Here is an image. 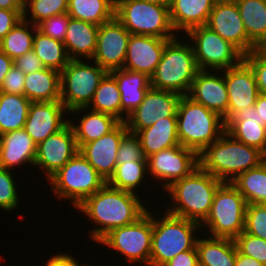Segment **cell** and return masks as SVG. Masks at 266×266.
I'll return each mask as SVG.
<instances>
[{
  "label": "cell",
  "instance_id": "cell-1",
  "mask_svg": "<svg viewBox=\"0 0 266 266\" xmlns=\"http://www.w3.org/2000/svg\"><path fill=\"white\" fill-rule=\"evenodd\" d=\"M139 196L112 188L106 183L75 209L98 225V228L95 227L89 232L90 238L98 242L110 230L135 222L149 209L143 205L145 202Z\"/></svg>",
  "mask_w": 266,
  "mask_h": 266
},
{
  "label": "cell",
  "instance_id": "cell-2",
  "mask_svg": "<svg viewBox=\"0 0 266 266\" xmlns=\"http://www.w3.org/2000/svg\"><path fill=\"white\" fill-rule=\"evenodd\" d=\"M223 183L199 166L165 189L172 200L165 211L202 224L210 214L216 191Z\"/></svg>",
  "mask_w": 266,
  "mask_h": 266
},
{
  "label": "cell",
  "instance_id": "cell-3",
  "mask_svg": "<svg viewBox=\"0 0 266 266\" xmlns=\"http://www.w3.org/2000/svg\"><path fill=\"white\" fill-rule=\"evenodd\" d=\"M265 160L258 148L237 141L226 131L199 154V166L223 182H231Z\"/></svg>",
  "mask_w": 266,
  "mask_h": 266
},
{
  "label": "cell",
  "instance_id": "cell-4",
  "mask_svg": "<svg viewBox=\"0 0 266 266\" xmlns=\"http://www.w3.org/2000/svg\"><path fill=\"white\" fill-rule=\"evenodd\" d=\"M177 134L180 145L200 154L225 132L223 118L215 111L181 97L177 108Z\"/></svg>",
  "mask_w": 266,
  "mask_h": 266
},
{
  "label": "cell",
  "instance_id": "cell-5",
  "mask_svg": "<svg viewBox=\"0 0 266 266\" xmlns=\"http://www.w3.org/2000/svg\"><path fill=\"white\" fill-rule=\"evenodd\" d=\"M179 40H178V39ZM170 39L163 51L161 60L150 77L151 87L188 95L192 82L199 71L193 47L184 44V39Z\"/></svg>",
  "mask_w": 266,
  "mask_h": 266
},
{
  "label": "cell",
  "instance_id": "cell-6",
  "mask_svg": "<svg viewBox=\"0 0 266 266\" xmlns=\"http://www.w3.org/2000/svg\"><path fill=\"white\" fill-rule=\"evenodd\" d=\"M163 212L161 219L159 214L153 216L150 266H163L177 254L193 249L198 239L195 234L201 229L195 221Z\"/></svg>",
  "mask_w": 266,
  "mask_h": 266
},
{
  "label": "cell",
  "instance_id": "cell-7",
  "mask_svg": "<svg viewBox=\"0 0 266 266\" xmlns=\"http://www.w3.org/2000/svg\"><path fill=\"white\" fill-rule=\"evenodd\" d=\"M115 17L132 35L173 39L169 7L142 0H115Z\"/></svg>",
  "mask_w": 266,
  "mask_h": 266
},
{
  "label": "cell",
  "instance_id": "cell-8",
  "mask_svg": "<svg viewBox=\"0 0 266 266\" xmlns=\"http://www.w3.org/2000/svg\"><path fill=\"white\" fill-rule=\"evenodd\" d=\"M48 180L58 199L74 208L107 183L79 151Z\"/></svg>",
  "mask_w": 266,
  "mask_h": 266
},
{
  "label": "cell",
  "instance_id": "cell-9",
  "mask_svg": "<svg viewBox=\"0 0 266 266\" xmlns=\"http://www.w3.org/2000/svg\"><path fill=\"white\" fill-rule=\"evenodd\" d=\"M246 208L243 195L231 182H224L215 193L210 214L201 229L207 226L210 237L234 240L245 229Z\"/></svg>",
  "mask_w": 266,
  "mask_h": 266
},
{
  "label": "cell",
  "instance_id": "cell-10",
  "mask_svg": "<svg viewBox=\"0 0 266 266\" xmlns=\"http://www.w3.org/2000/svg\"><path fill=\"white\" fill-rule=\"evenodd\" d=\"M70 60L60 72V101L68 112L88 107L107 71L95 62ZM94 64V65H93Z\"/></svg>",
  "mask_w": 266,
  "mask_h": 266
},
{
  "label": "cell",
  "instance_id": "cell-11",
  "mask_svg": "<svg viewBox=\"0 0 266 266\" xmlns=\"http://www.w3.org/2000/svg\"><path fill=\"white\" fill-rule=\"evenodd\" d=\"M152 234L153 214L147 210L135 222L110 230L97 243L119 252L127 258L128 263L140 262L150 266Z\"/></svg>",
  "mask_w": 266,
  "mask_h": 266
},
{
  "label": "cell",
  "instance_id": "cell-12",
  "mask_svg": "<svg viewBox=\"0 0 266 266\" xmlns=\"http://www.w3.org/2000/svg\"><path fill=\"white\" fill-rule=\"evenodd\" d=\"M186 34L193 42L191 44L199 70L223 71L244 59V55L234 45L206 25L194 27Z\"/></svg>",
  "mask_w": 266,
  "mask_h": 266
},
{
  "label": "cell",
  "instance_id": "cell-13",
  "mask_svg": "<svg viewBox=\"0 0 266 266\" xmlns=\"http://www.w3.org/2000/svg\"><path fill=\"white\" fill-rule=\"evenodd\" d=\"M148 175L163 183V190L199 167V154L182 145L161 150L147 158Z\"/></svg>",
  "mask_w": 266,
  "mask_h": 266
},
{
  "label": "cell",
  "instance_id": "cell-14",
  "mask_svg": "<svg viewBox=\"0 0 266 266\" xmlns=\"http://www.w3.org/2000/svg\"><path fill=\"white\" fill-rule=\"evenodd\" d=\"M182 95L173 91L158 90L150 87L143 102L127 117L128 131H138L152 126L166 117H176Z\"/></svg>",
  "mask_w": 266,
  "mask_h": 266
},
{
  "label": "cell",
  "instance_id": "cell-15",
  "mask_svg": "<svg viewBox=\"0 0 266 266\" xmlns=\"http://www.w3.org/2000/svg\"><path fill=\"white\" fill-rule=\"evenodd\" d=\"M131 34L116 17L99 26L93 61L110 72L124 66Z\"/></svg>",
  "mask_w": 266,
  "mask_h": 266
},
{
  "label": "cell",
  "instance_id": "cell-16",
  "mask_svg": "<svg viewBox=\"0 0 266 266\" xmlns=\"http://www.w3.org/2000/svg\"><path fill=\"white\" fill-rule=\"evenodd\" d=\"M228 92V112L222 117L225 125L242 109L254 107L259 95L256 77L243 59L238 65L224 70Z\"/></svg>",
  "mask_w": 266,
  "mask_h": 266
},
{
  "label": "cell",
  "instance_id": "cell-17",
  "mask_svg": "<svg viewBox=\"0 0 266 266\" xmlns=\"http://www.w3.org/2000/svg\"><path fill=\"white\" fill-rule=\"evenodd\" d=\"M79 151L69 123L37 145L35 164L48 180ZM46 172V173H45Z\"/></svg>",
  "mask_w": 266,
  "mask_h": 266
},
{
  "label": "cell",
  "instance_id": "cell-18",
  "mask_svg": "<svg viewBox=\"0 0 266 266\" xmlns=\"http://www.w3.org/2000/svg\"><path fill=\"white\" fill-rule=\"evenodd\" d=\"M128 132L125 122H120L112 131L79 148L81 155L108 182L116 169L117 151L123 136Z\"/></svg>",
  "mask_w": 266,
  "mask_h": 266
},
{
  "label": "cell",
  "instance_id": "cell-19",
  "mask_svg": "<svg viewBox=\"0 0 266 266\" xmlns=\"http://www.w3.org/2000/svg\"><path fill=\"white\" fill-rule=\"evenodd\" d=\"M206 26L234 45L244 56L256 48L248 39L236 2L214 4Z\"/></svg>",
  "mask_w": 266,
  "mask_h": 266
},
{
  "label": "cell",
  "instance_id": "cell-20",
  "mask_svg": "<svg viewBox=\"0 0 266 266\" xmlns=\"http://www.w3.org/2000/svg\"><path fill=\"white\" fill-rule=\"evenodd\" d=\"M67 112L61 101L31 102L24 129L38 145L68 123Z\"/></svg>",
  "mask_w": 266,
  "mask_h": 266
},
{
  "label": "cell",
  "instance_id": "cell-21",
  "mask_svg": "<svg viewBox=\"0 0 266 266\" xmlns=\"http://www.w3.org/2000/svg\"><path fill=\"white\" fill-rule=\"evenodd\" d=\"M187 96L223 117L228 112L229 100L224 70H199Z\"/></svg>",
  "mask_w": 266,
  "mask_h": 266
},
{
  "label": "cell",
  "instance_id": "cell-22",
  "mask_svg": "<svg viewBox=\"0 0 266 266\" xmlns=\"http://www.w3.org/2000/svg\"><path fill=\"white\" fill-rule=\"evenodd\" d=\"M169 40L131 34L123 69L144 73L151 77L161 60L165 45Z\"/></svg>",
  "mask_w": 266,
  "mask_h": 266
},
{
  "label": "cell",
  "instance_id": "cell-23",
  "mask_svg": "<svg viewBox=\"0 0 266 266\" xmlns=\"http://www.w3.org/2000/svg\"><path fill=\"white\" fill-rule=\"evenodd\" d=\"M37 144L24 128L0 135V167L12 170L35 164Z\"/></svg>",
  "mask_w": 266,
  "mask_h": 266
},
{
  "label": "cell",
  "instance_id": "cell-24",
  "mask_svg": "<svg viewBox=\"0 0 266 266\" xmlns=\"http://www.w3.org/2000/svg\"><path fill=\"white\" fill-rule=\"evenodd\" d=\"M88 110V107H82L68 112L70 115H80V113H85L78 119L80 120L78 121L79 123H77V121L74 122L73 119L71 121V118L68 119V123L73 129L78 149L82 145L95 141L109 133L120 123L118 119L109 114L93 111L91 109L89 111Z\"/></svg>",
  "mask_w": 266,
  "mask_h": 266
},
{
  "label": "cell",
  "instance_id": "cell-25",
  "mask_svg": "<svg viewBox=\"0 0 266 266\" xmlns=\"http://www.w3.org/2000/svg\"><path fill=\"white\" fill-rule=\"evenodd\" d=\"M110 73L117 81L121 93V122H125L127 117L143 102L146 92L151 87L150 77L144 73L123 68L112 70Z\"/></svg>",
  "mask_w": 266,
  "mask_h": 266
},
{
  "label": "cell",
  "instance_id": "cell-26",
  "mask_svg": "<svg viewBox=\"0 0 266 266\" xmlns=\"http://www.w3.org/2000/svg\"><path fill=\"white\" fill-rule=\"evenodd\" d=\"M213 7L212 0H172L169 16L174 31L181 33L180 37L194 27L206 25Z\"/></svg>",
  "mask_w": 266,
  "mask_h": 266
},
{
  "label": "cell",
  "instance_id": "cell-27",
  "mask_svg": "<svg viewBox=\"0 0 266 266\" xmlns=\"http://www.w3.org/2000/svg\"><path fill=\"white\" fill-rule=\"evenodd\" d=\"M99 26L70 18L64 46L70 60H92L96 51Z\"/></svg>",
  "mask_w": 266,
  "mask_h": 266
},
{
  "label": "cell",
  "instance_id": "cell-28",
  "mask_svg": "<svg viewBox=\"0 0 266 266\" xmlns=\"http://www.w3.org/2000/svg\"><path fill=\"white\" fill-rule=\"evenodd\" d=\"M257 113L254 107L242 109L225 125V131L237 141L258 148L266 155V128L259 124Z\"/></svg>",
  "mask_w": 266,
  "mask_h": 266
},
{
  "label": "cell",
  "instance_id": "cell-29",
  "mask_svg": "<svg viewBox=\"0 0 266 266\" xmlns=\"http://www.w3.org/2000/svg\"><path fill=\"white\" fill-rule=\"evenodd\" d=\"M140 139L145 158L174 146L180 145L177 134V118L166 117L152 126L136 133Z\"/></svg>",
  "mask_w": 266,
  "mask_h": 266
},
{
  "label": "cell",
  "instance_id": "cell-30",
  "mask_svg": "<svg viewBox=\"0 0 266 266\" xmlns=\"http://www.w3.org/2000/svg\"><path fill=\"white\" fill-rule=\"evenodd\" d=\"M203 234L205 236L196 241L199 266H235L238 250L235 241Z\"/></svg>",
  "mask_w": 266,
  "mask_h": 266
},
{
  "label": "cell",
  "instance_id": "cell-31",
  "mask_svg": "<svg viewBox=\"0 0 266 266\" xmlns=\"http://www.w3.org/2000/svg\"><path fill=\"white\" fill-rule=\"evenodd\" d=\"M60 72L52 68L26 74L24 96L31 102L60 101Z\"/></svg>",
  "mask_w": 266,
  "mask_h": 266
},
{
  "label": "cell",
  "instance_id": "cell-32",
  "mask_svg": "<svg viewBox=\"0 0 266 266\" xmlns=\"http://www.w3.org/2000/svg\"><path fill=\"white\" fill-rule=\"evenodd\" d=\"M248 39L256 47L266 44V0H236Z\"/></svg>",
  "mask_w": 266,
  "mask_h": 266
},
{
  "label": "cell",
  "instance_id": "cell-33",
  "mask_svg": "<svg viewBox=\"0 0 266 266\" xmlns=\"http://www.w3.org/2000/svg\"><path fill=\"white\" fill-rule=\"evenodd\" d=\"M30 104L24 95L0 92V135L24 128Z\"/></svg>",
  "mask_w": 266,
  "mask_h": 266
},
{
  "label": "cell",
  "instance_id": "cell-34",
  "mask_svg": "<svg viewBox=\"0 0 266 266\" xmlns=\"http://www.w3.org/2000/svg\"><path fill=\"white\" fill-rule=\"evenodd\" d=\"M71 18L102 25L115 17V0H68Z\"/></svg>",
  "mask_w": 266,
  "mask_h": 266
},
{
  "label": "cell",
  "instance_id": "cell-35",
  "mask_svg": "<svg viewBox=\"0 0 266 266\" xmlns=\"http://www.w3.org/2000/svg\"><path fill=\"white\" fill-rule=\"evenodd\" d=\"M231 183L247 204L266 205V160L258 167L239 174Z\"/></svg>",
  "mask_w": 266,
  "mask_h": 266
},
{
  "label": "cell",
  "instance_id": "cell-36",
  "mask_svg": "<svg viewBox=\"0 0 266 266\" xmlns=\"http://www.w3.org/2000/svg\"><path fill=\"white\" fill-rule=\"evenodd\" d=\"M88 108L109 114L121 122V93L117 81L110 72L101 79Z\"/></svg>",
  "mask_w": 266,
  "mask_h": 266
},
{
  "label": "cell",
  "instance_id": "cell-37",
  "mask_svg": "<svg viewBox=\"0 0 266 266\" xmlns=\"http://www.w3.org/2000/svg\"><path fill=\"white\" fill-rule=\"evenodd\" d=\"M33 51L45 68H52L59 72L70 61L64 43L44 35L38 29H36L33 39Z\"/></svg>",
  "mask_w": 266,
  "mask_h": 266
},
{
  "label": "cell",
  "instance_id": "cell-38",
  "mask_svg": "<svg viewBox=\"0 0 266 266\" xmlns=\"http://www.w3.org/2000/svg\"><path fill=\"white\" fill-rule=\"evenodd\" d=\"M37 26L24 18L0 41V50L15 59L33 50V39Z\"/></svg>",
  "mask_w": 266,
  "mask_h": 266
},
{
  "label": "cell",
  "instance_id": "cell-39",
  "mask_svg": "<svg viewBox=\"0 0 266 266\" xmlns=\"http://www.w3.org/2000/svg\"><path fill=\"white\" fill-rule=\"evenodd\" d=\"M148 176L147 161H129L116 165L113 176L107 184L115 189L137 194ZM139 185V186H138Z\"/></svg>",
  "mask_w": 266,
  "mask_h": 266
},
{
  "label": "cell",
  "instance_id": "cell-40",
  "mask_svg": "<svg viewBox=\"0 0 266 266\" xmlns=\"http://www.w3.org/2000/svg\"><path fill=\"white\" fill-rule=\"evenodd\" d=\"M67 10L68 0H24L23 18L37 26L43 20L65 13Z\"/></svg>",
  "mask_w": 266,
  "mask_h": 266
},
{
  "label": "cell",
  "instance_id": "cell-41",
  "mask_svg": "<svg viewBox=\"0 0 266 266\" xmlns=\"http://www.w3.org/2000/svg\"><path fill=\"white\" fill-rule=\"evenodd\" d=\"M18 190L11 170L0 167V209L13 211L20 204Z\"/></svg>",
  "mask_w": 266,
  "mask_h": 266
},
{
  "label": "cell",
  "instance_id": "cell-42",
  "mask_svg": "<svg viewBox=\"0 0 266 266\" xmlns=\"http://www.w3.org/2000/svg\"><path fill=\"white\" fill-rule=\"evenodd\" d=\"M234 241L241 254L252 257L266 266V239L255 237L243 231Z\"/></svg>",
  "mask_w": 266,
  "mask_h": 266
},
{
  "label": "cell",
  "instance_id": "cell-43",
  "mask_svg": "<svg viewBox=\"0 0 266 266\" xmlns=\"http://www.w3.org/2000/svg\"><path fill=\"white\" fill-rule=\"evenodd\" d=\"M244 231L266 239V205L247 204Z\"/></svg>",
  "mask_w": 266,
  "mask_h": 266
},
{
  "label": "cell",
  "instance_id": "cell-44",
  "mask_svg": "<svg viewBox=\"0 0 266 266\" xmlns=\"http://www.w3.org/2000/svg\"><path fill=\"white\" fill-rule=\"evenodd\" d=\"M129 161H147L138 135L130 131L122 138L117 151L116 163L121 164Z\"/></svg>",
  "mask_w": 266,
  "mask_h": 266
},
{
  "label": "cell",
  "instance_id": "cell-45",
  "mask_svg": "<svg viewBox=\"0 0 266 266\" xmlns=\"http://www.w3.org/2000/svg\"><path fill=\"white\" fill-rule=\"evenodd\" d=\"M244 60L254 72L259 93L266 94V49L256 47L244 56Z\"/></svg>",
  "mask_w": 266,
  "mask_h": 266
},
{
  "label": "cell",
  "instance_id": "cell-46",
  "mask_svg": "<svg viewBox=\"0 0 266 266\" xmlns=\"http://www.w3.org/2000/svg\"><path fill=\"white\" fill-rule=\"evenodd\" d=\"M70 18L67 12L55 15L40 22L37 29L44 35L63 42Z\"/></svg>",
  "mask_w": 266,
  "mask_h": 266
},
{
  "label": "cell",
  "instance_id": "cell-47",
  "mask_svg": "<svg viewBox=\"0 0 266 266\" xmlns=\"http://www.w3.org/2000/svg\"><path fill=\"white\" fill-rule=\"evenodd\" d=\"M25 74L14 65L6 74L0 92L6 94L24 95Z\"/></svg>",
  "mask_w": 266,
  "mask_h": 266
},
{
  "label": "cell",
  "instance_id": "cell-48",
  "mask_svg": "<svg viewBox=\"0 0 266 266\" xmlns=\"http://www.w3.org/2000/svg\"><path fill=\"white\" fill-rule=\"evenodd\" d=\"M13 64L15 67L19 68L25 75L45 68V66L33 50L15 58L13 60Z\"/></svg>",
  "mask_w": 266,
  "mask_h": 266
},
{
  "label": "cell",
  "instance_id": "cell-49",
  "mask_svg": "<svg viewBox=\"0 0 266 266\" xmlns=\"http://www.w3.org/2000/svg\"><path fill=\"white\" fill-rule=\"evenodd\" d=\"M24 10L0 9V41L23 19Z\"/></svg>",
  "mask_w": 266,
  "mask_h": 266
},
{
  "label": "cell",
  "instance_id": "cell-50",
  "mask_svg": "<svg viewBox=\"0 0 266 266\" xmlns=\"http://www.w3.org/2000/svg\"><path fill=\"white\" fill-rule=\"evenodd\" d=\"M163 266H199L196 246L191 250L177 254Z\"/></svg>",
  "mask_w": 266,
  "mask_h": 266
},
{
  "label": "cell",
  "instance_id": "cell-51",
  "mask_svg": "<svg viewBox=\"0 0 266 266\" xmlns=\"http://www.w3.org/2000/svg\"><path fill=\"white\" fill-rule=\"evenodd\" d=\"M82 263H78L76 257L69 255L68 253H58L48 259L45 266H81Z\"/></svg>",
  "mask_w": 266,
  "mask_h": 266
},
{
  "label": "cell",
  "instance_id": "cell-52",
  "mask_svg": "<svg viewBox=\"0 0 266 266\" xmlns=\"http://www.w3.org/2000/svg\"><path fill=\"white\" fill-rule=\"evenodd\" d=\"M254 108L258 112L259 124L266 128V94L259 93Z\"/></svg>",
  "mask_w": 266,
  "mask_h": 266
},
{
  "label": "cell",
  "instance_id": "cell-53",
  "mask_svg": "<svg viewBox=\"0 0 266 266\" xmlns=\"http://www.w3.org/2000/svg\"><path fill=\"white\" fill-rule=\"evenodd\" d=\"M13 65V59L8 57L2 50H0V88L6 74L10 71Z\"/></svg>",
  "mask_w": 266,
  "mask_h": 266
},
{
  "label": "cell",
  "instance_id": "cell-54",
  "mask_svg": "<svg viewBox=\"0 0 266 266\" xmlns=\"http://www.w3.org/2000/svg\"><path fill=\"white\" fill-rule=\"evenodd\" d=\"M235 266H265L252 257L245 256L237 250Z\"/></svg>",
  "mask_w": 266,
  "mask_h": 266
},
{
  "label": "cell",
  "instance_id": "cell-55",
  "mask_svg": "<svg viewBox=\"0 0 266 266\" xmlns=\"http://www.w3.org/2000/svg\"><path fill=\"white\" fill-rule=\"evenodd\" d=\"M0 9L24 10V0H0Z\"/></svg>",
  "mask_w": 266,
  "mask_h": 266
},
{
  "label": "cell",
  "instance_id": "cell-56",
  "mask_svg": "<svg viewBox=\"0 0 266 266\" xmlns=\"http://www.w3.org/2000/svg\"><path fill=\"white\" fill-rule=\"evenodd\" d=\"M142 1L150 2V3H156V4H160V5L169 7L172 0H142Z\"/></svg>",
  "mask_w": 266,
  "mask_h": 266
},
{
  "label": "cell",
  "instance_id": "cell-57",
  "mask_svg": "<svg viewBox=\"0 0 266 266\" xmlns=\"http://www.w3.org/2000/svg\"><path fill=\"white\" fill-rule=\"evenodd\" d=\"M214 4H223V3H233L236 2V0H212Z\"/></svg>",
  "mask_w": 266,
  "mask_h": 266
}]
</instances>
